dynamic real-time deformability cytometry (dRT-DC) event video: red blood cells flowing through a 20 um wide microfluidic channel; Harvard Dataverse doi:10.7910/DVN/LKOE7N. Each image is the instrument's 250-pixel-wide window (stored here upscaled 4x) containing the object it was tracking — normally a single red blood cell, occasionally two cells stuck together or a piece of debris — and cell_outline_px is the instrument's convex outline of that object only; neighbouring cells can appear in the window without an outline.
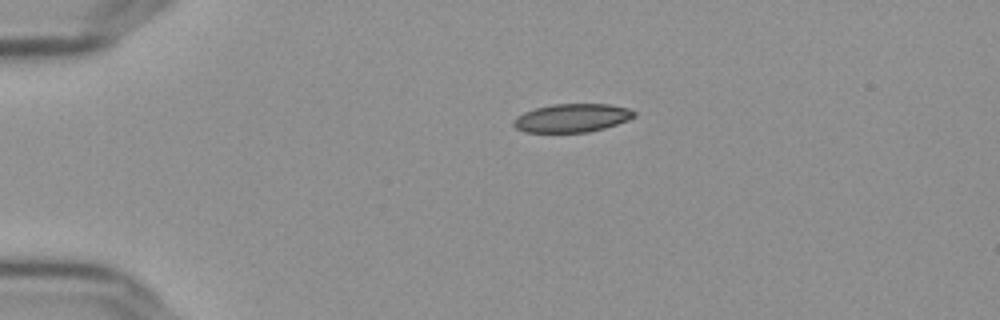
{"species": "Egyptian fruit bat (a non-hibernating species)", "species_latin": "Rousettus aegyptiacus", "temperature_condition": "cold", "stored_images_in_passage": 44, "camera_frame_rate_fps": 3000, "um_per_image_px": 0.085, "frame": {"image": 1, "passage_image": 1, "time_ms": 0.0, "image_size_px": [1000, 320], "cell_outline_px": [[636, 116], [628, 120], [604, 128], [588, 132], [524, 132], [516, 128], [512, 124], [512, 120], [516, 116], [524, 112], [536, 108], [552, 104], [608, 104], [628, 108], [636, 112]], "centroid_in_image_um": [48.6, 10.02], "position_along_channel_um": 36.4, "area_um2": 20.0}}
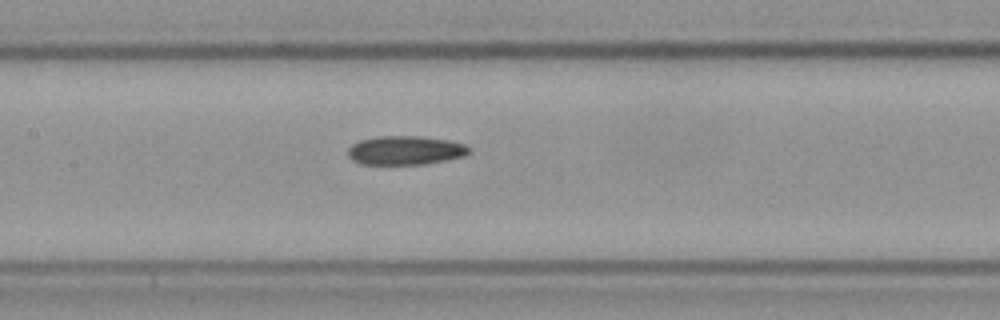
{"frame": {"image": 2, "passage_image": 16, "time_ms": 5.0, "image_size_px": [1000, 320], "cell_outline_px": [[468, 152], [464, 156], [424, 164], [360, 164], [352, 160], [348, 156], [348, 148], [352, 144], [360, 140], [376, 136], [420, 136], [448, 140], [464, 144], [468, 148]], "centroid_in_image_um": [34.39, 12.77], "position_along_channel_um": 173.0, "area_um2": 20.29}}
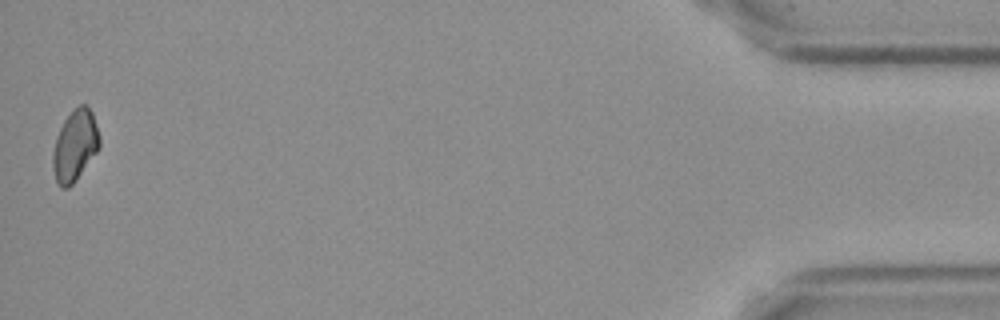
{"frame": {"image": 3, "passage_image": 44, "time_ms": 14.333, "image_size_px": [1000, 320], "cell_outline_px": [[100, 144], [96, 152], [72, 184], [68, 188], [60, 188], [56, 180], [52, 164], [52, 152], [56, 136], [64, 120], [80, 104], [84, 104], [92, 112], [100, 136]], "centroid_in_image_um": [6.35, 12.38], "position_along_channel_um": 428.8, "area_um2": 19.02}}